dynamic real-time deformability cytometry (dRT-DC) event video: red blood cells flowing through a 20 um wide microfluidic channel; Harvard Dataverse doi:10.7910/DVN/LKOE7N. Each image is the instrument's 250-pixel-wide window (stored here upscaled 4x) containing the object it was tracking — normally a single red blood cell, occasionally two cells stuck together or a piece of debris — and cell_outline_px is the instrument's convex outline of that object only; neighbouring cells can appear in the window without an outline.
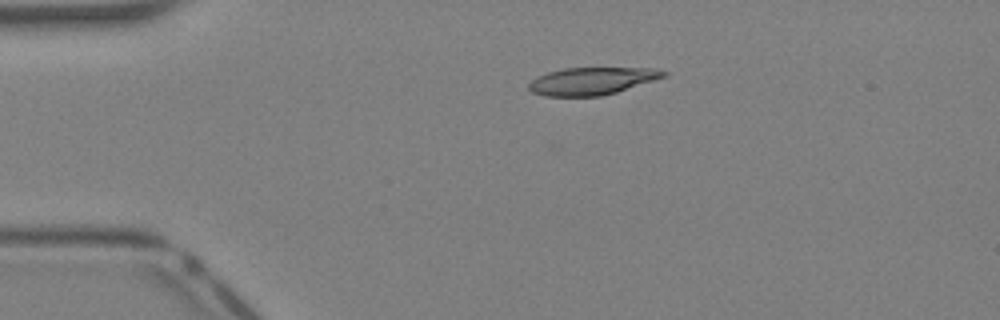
{"species": "Egyptian fruit bat (a non-hibernating species)", "species_latin": "Rousettus aegyptiacus", "temperature_condition": "warm", "stored_images_in_passage": 32, "camera_frame_rate_fps": 3000, "um_per_image_px": 0.085, "animal": {"sex": "female"}, "frame": {"image": 1, "passage_image": 1, "time_ms": 0.0, "image_size_px": [1000, 320], "cell_outline_px": [[668, 76], [616, 92], [600, 96], [544, 96], [532, 92], [528, 88], [528, 84], [536, 76], [548, 72], [564, 68], [656, 68], [668, 72]], "centroid_in_image_um": [50.32, 6.88], "position_along_channel_um": 34.7, "area_um2": 21.62}}
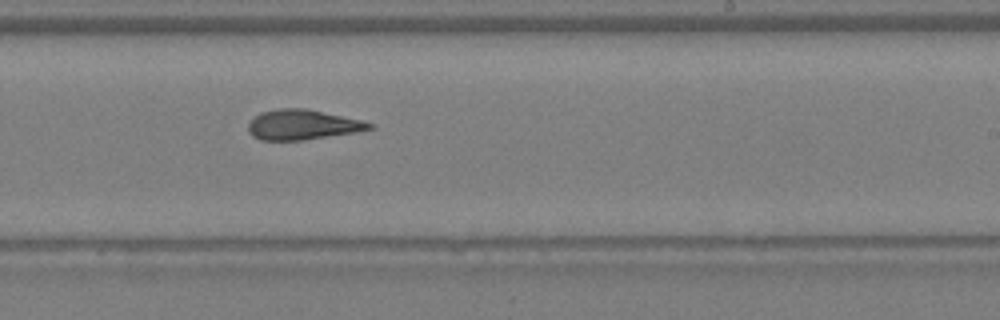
{"frame": {"image": 2, "passage_image": 17, "time_ms": 5.333, "image_size_px": [1000, 320], "cell_outline_px": [[376, 128], [356, 132], [304, 140], [260, 140], [252, 136], [248, 132], [248, 124], [260, 112], [280, 108], [304, 108], [360, 120], [372, 124]], "centroid_in_image_um": [25.69, 10.61], "position_along_channel_um": 263.3, "area_um2": 21.04}}
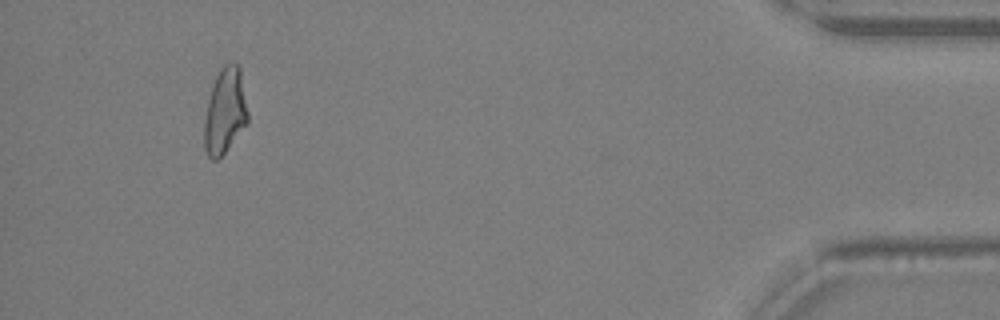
{"frame": {"image": 3, "passage_image": 30, "time_ms": 9.667, "image_size_px": [1000, 320], "cell_outline_px": [[248, 124], [224, 152], [216, 160], [212, 160], [208, 156], [204, 148], [204, 120], [208, 100], [212, 84], [220, 68], [224, 64], [236, 64], [240, 68], [248, 112]], "centroid_in_image_um": [19.12, 9.45], "position_along_channel_um": 416.1, "area_um2": 21.73}}